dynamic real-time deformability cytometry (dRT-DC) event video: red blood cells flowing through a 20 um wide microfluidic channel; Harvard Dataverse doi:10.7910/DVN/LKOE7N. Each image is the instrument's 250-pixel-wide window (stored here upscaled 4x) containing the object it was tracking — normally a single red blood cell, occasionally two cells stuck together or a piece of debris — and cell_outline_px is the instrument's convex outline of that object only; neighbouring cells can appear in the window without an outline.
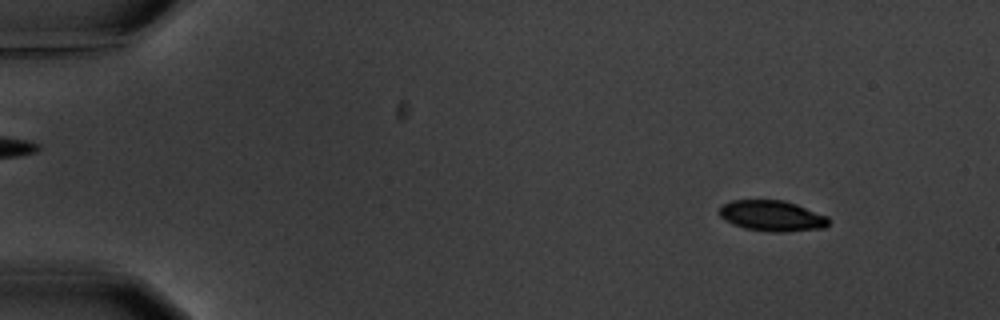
{"species": "common noctule bat (a hibernating species)", "species_latin": "Nyctalus noctula", "temperature_condition": "warm", "stored_images_in_passage": 9, "camera_frame_rate_fps": 3000, "um_per_image_px": 0.085, "animal": {"sex": "male", "body_mass_g": 20.1, "forearm_length_mm": 53.5}, "frame": {"image": 1, "passage_image": 1, "time_ms": 0.0, "image_size_px": [1000, 320], "cell_outline_px": [[828, 224], [824, 228], [784, 232], [768, 232], [744, 228], [732, 224], [724, 220], [716, 212], [724, 204], [732, 200], [784, 200], [796, 204], [828, 216]], "centroid_in_image_um": [65.59, 18.35], "position_along_channel_um": 19.4, "area_um2": 19.71}}
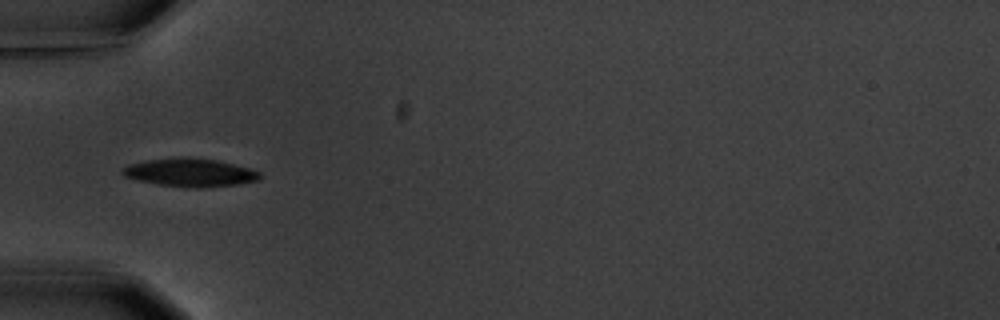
{"frame": {"image": 2, "passage_image": 4, "time_ms": 4.333, "image_size_px": [1000, 320], "cell_outline_px": [[264, 176], [260, 180], [236, 184], [204, 188], [196, 188], [156, 184], [136, 180], [124, 176], [120, 172], [128, 164], [148, 160], [216, 160], [248, 168], [260, 172]], "centroid_in_image_um": [16.18, 14.72], "position_along_channel_um": 68.8, "area_um2": 21.68}}